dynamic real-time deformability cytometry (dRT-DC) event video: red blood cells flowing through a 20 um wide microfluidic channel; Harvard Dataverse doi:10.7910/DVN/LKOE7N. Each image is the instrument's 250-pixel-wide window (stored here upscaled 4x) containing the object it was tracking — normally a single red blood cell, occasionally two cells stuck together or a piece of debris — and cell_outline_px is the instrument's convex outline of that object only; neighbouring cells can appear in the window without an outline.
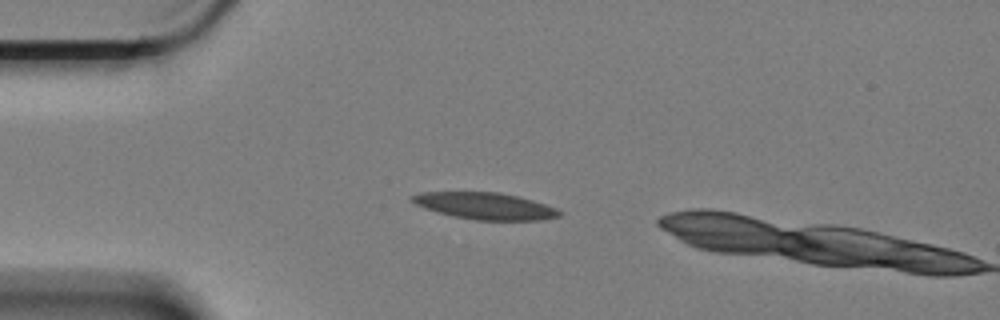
{"species": "Egyptian fruit bat (a non-hibernating species)", "species_latin": "Rousettus aegyptiacus", "temperature_condition": "cold", "stored_images_in_passage": 3, "camera_frame_rate_fps": 3000, "um_per_image_px": 0.085, "animal": {"sex": "female"}, "frame": {"image": 1, "passage_image": 2, "time_ms": 0.333, "image_size_px": [1000, 320], "cell_outline_px": [[564, 212], [560, 216], [540, 220], [476, 220], [452, 216], [424, 208], [416, 204], [412, 200], [412, 196], [420, 192], [500, 192], [532, 200], [556, 208]], "centroid_in_image_um": [41.26, 17.51], "position_along_channel_um": 43.7, "area_um2": 22.83}}